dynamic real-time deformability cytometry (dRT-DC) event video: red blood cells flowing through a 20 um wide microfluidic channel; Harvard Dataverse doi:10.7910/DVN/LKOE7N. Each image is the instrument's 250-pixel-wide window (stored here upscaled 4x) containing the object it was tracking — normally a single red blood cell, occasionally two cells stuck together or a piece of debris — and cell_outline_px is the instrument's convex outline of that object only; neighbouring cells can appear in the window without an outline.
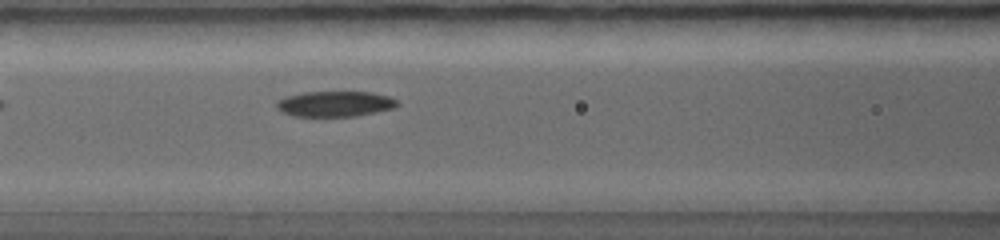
{"species": "common noctule bat (a hibernating species)", "species_latin": "Nyctalus noctula", "temperature_condition": "warm", "stored_images_in_passage": 26, "camera_frame_rate_fps": 5000, "um_per_image_px": 0.085, "animal": {"sex": "female", "body_mass_g": 19.0, "forearm_length_mm": 56.7}, "frame": {"image": 1, "passage_image": 7, "time_ms": 2.2, "image_size_px": [1000, 240], "cell_outline_px": [[400, 104], [396, 108], [356, 116], [292, 116], [280, 112], [276, 108], [276, 100], [288, 96], [304, 92], [372, 92], [388, 96], [396, 100]], "centroid_in_image_um": [28.47, 8.83], "position_along_channel_um": 138.1, "area_um2": 18.09}}
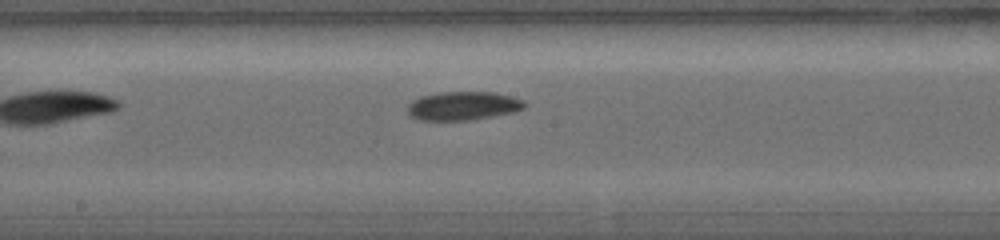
{"frame": {"image": 2, "passage_image": 11, "time_ms": 3.4, "image_size_px": [1000, 240], "cell_outline_px": [[528, 104], [524, 108], [512, 112], [492, 116], [468, 120], [420, 120], [412, 116], [408, 112], [408, 104], [412, 100], [420, 96], [440, 92], [492, 92], [524, 100]], "centroid_in_image_um": [39.35, 8.99], "position_along_channel_um": 208.9, "area_um2": 19.36}}
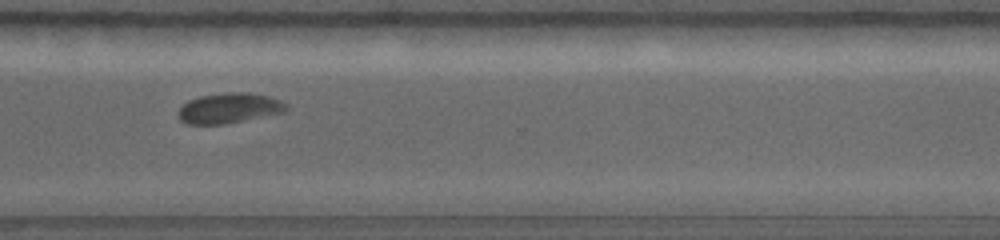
{"frame": {"image": 3, "passage_image": 20, "time_ms": 5.8, "image_size_px": [1000, 240], "cell_outline_px": [[288, 108], [284, 112], [224, 124], [188, 124], [180, 120], [180, 108], [188, 100], [200, 96], [224, 92], [248, 92], [268, 96], [280, 100], [288, 104]], "centroid_in_image_um": [19.5, 9.18], "position_along_channel_um": 351.1, "area_um2": 18.9}}